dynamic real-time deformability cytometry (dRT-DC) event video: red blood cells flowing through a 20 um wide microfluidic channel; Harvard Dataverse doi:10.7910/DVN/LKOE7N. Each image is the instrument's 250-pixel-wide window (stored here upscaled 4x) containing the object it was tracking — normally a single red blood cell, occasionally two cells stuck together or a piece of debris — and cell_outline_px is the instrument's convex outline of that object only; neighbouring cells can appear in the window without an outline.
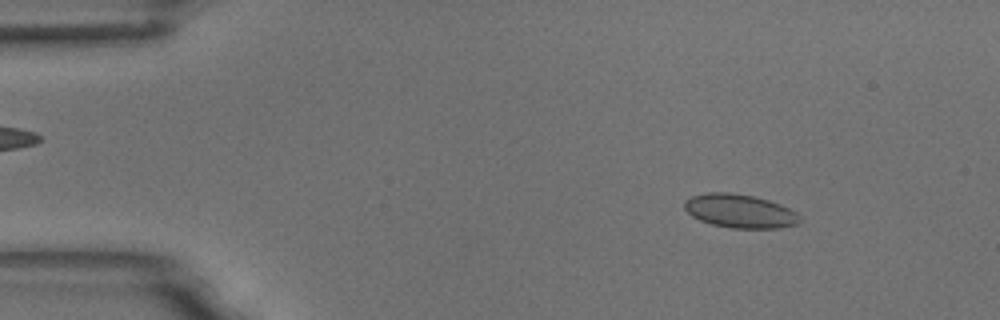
{"species": "common noctule bat (a hibernating species)", "species_latin": "Nyctalus noctula", "temperature_condition": "room temperature", "stored_images_in_passage": 5, "camera_frame_rate_fps": 3000, "um_per_image_px": 0.085, "animal": {"sex": "male", "body_mass_g": 18.8}, "frame": {"image": 1, "passage_image": 2, "time_ms": 0.333, "image_size_px": [1000, 320], "cell_outline_px": [[800, 224], [780, 228], [732, 228], [712, 224], [700, 220], [692, 216], [684, 208], [684, 200], [692, 196], [708, 192], [728, 192], [752, 196], [768, 200], [780, 204], [796, 212], [800, 216]], "centroid_in_image_um": [62.89, 17.94], "position_along_channel_um": 22.1, "area_um2": 22.6}}